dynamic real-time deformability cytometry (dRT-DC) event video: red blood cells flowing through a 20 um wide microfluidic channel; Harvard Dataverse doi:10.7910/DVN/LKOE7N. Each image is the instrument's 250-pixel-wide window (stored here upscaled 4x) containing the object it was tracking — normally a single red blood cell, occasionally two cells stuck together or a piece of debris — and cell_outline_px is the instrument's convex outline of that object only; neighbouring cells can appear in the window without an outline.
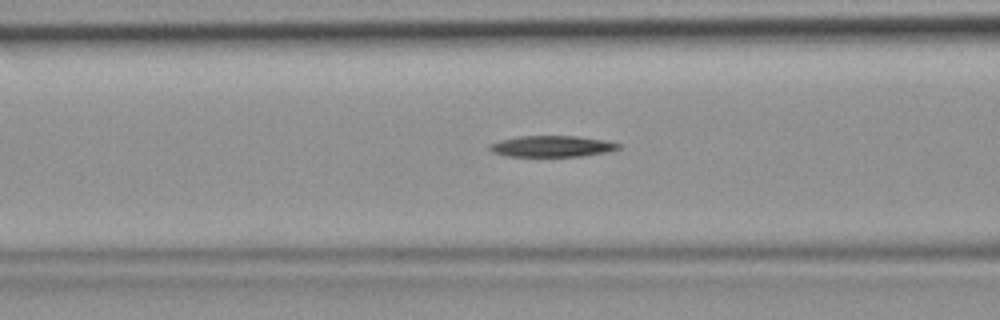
{"species": "common noctule bat (a hibernating species)", "species_latin": "Nyctalus noctula", "temperature_condition": "room temperature", "stored_images_in_passage": 44, "camera_frame_rate_fps": 3000, "um_per_image_px": 0.085, "animal": {"sex": "female", "body_mass_g": 19.9}, "frame": {"image": 1, "passage_image": 16, "time_ms": 5.0, "image_size_px": [1000, 320], "cell_outline_px": [[620, 148], [604, 152], [580, 156], [508, 156], [492, 152], [488, 148], [488, 144], [500, 140], [520, 136], [576, 136], [604, 140], [620, 144]], "centroid_in_image_um": [46.86, 12.43], "position_along_channel_um": 119.7, "area_um2": 15.72}}
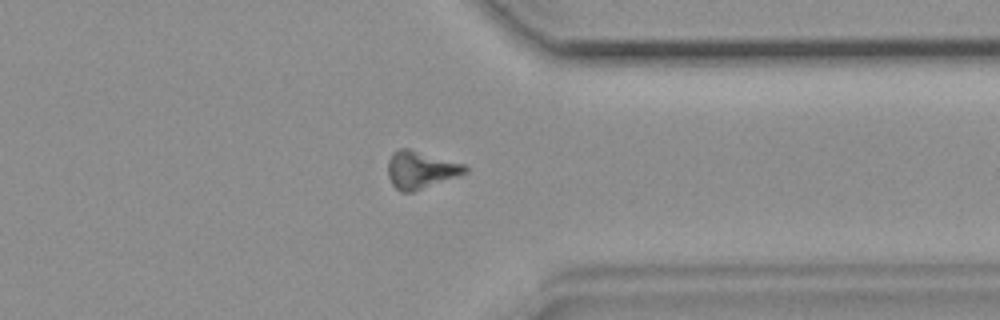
{"frame": {"image": 2, "passage_image": 34, "time_ms": 11.0, "image_size_px": [1000, 320], "cell_outline_px": [[468, 172], [412, 192], [400, 192], [392, 184], [388, 176], [388, 160], [392, 152], [400, 148], [408, 148], [464, 164], [468, 168]], "centroid_in_image_um": [35.73, 14.43], "position_along_channel_um": 375.7, "area_um2": 16.7}}
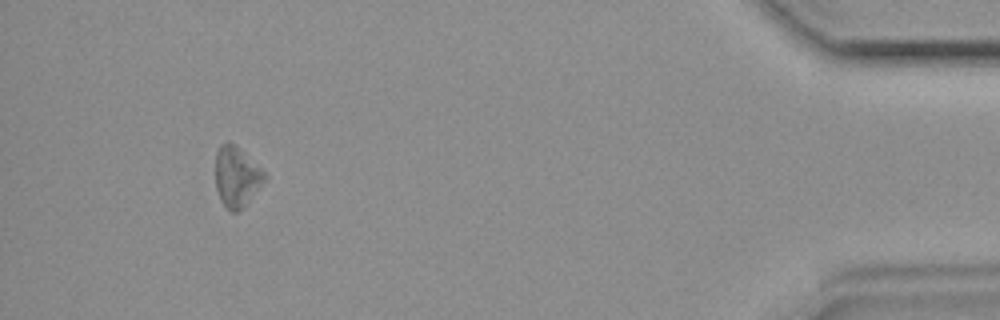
{"frame": {"image": 3, "passage_image": 41, "time_ms": 13.333, "image_size_px": [1000, 320], "cell_outline_px": [[268, 176], [244, 204], [236, 212], [232, 212], [220, 200], [216, 188], [216, 152], [220, 144], [224, 140], [228, 140], [240, 148]], "centroid_in_image_um": [20.07, 14.95], "position_along_channel_um": 415.1, "area_um2": 16.88}}